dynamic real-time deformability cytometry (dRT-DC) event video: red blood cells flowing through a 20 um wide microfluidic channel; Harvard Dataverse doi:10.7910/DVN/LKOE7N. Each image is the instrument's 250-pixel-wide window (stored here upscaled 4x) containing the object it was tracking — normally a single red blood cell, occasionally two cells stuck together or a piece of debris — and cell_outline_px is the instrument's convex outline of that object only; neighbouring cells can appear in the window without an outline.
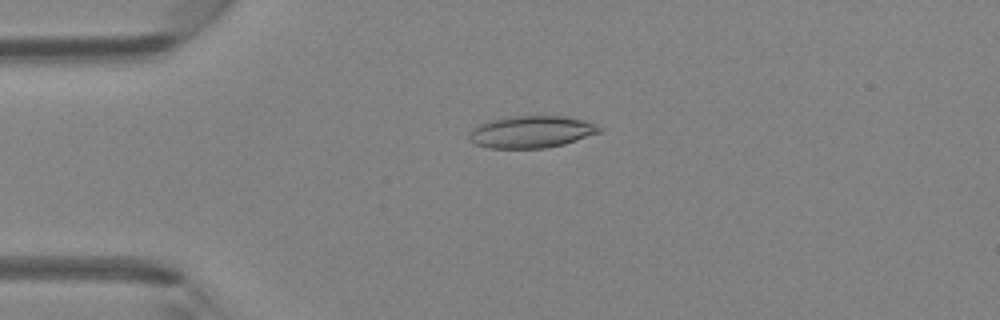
{"species": "Egyptian fruit bat (a non-hibernating species)", "species_latin": "Rousettus aegyptiacus", "temperature_condition": "room temperature", "stored_images_in_passage": 4, "camera_frame_rate_fps": 3000, "um_per_image_px": 0.085, "animal": {"sex": "female"}, "frame": {"image": 1, "passage_image": 3, "time_ms": 3.333, "image_size_px": [1000, 320], "cell_outline_px": [[604, 128], [600, 132], [564, 144], [544, 148], [488, 148], [476, 144], [468, 140], [468, 136], [472, 128], [488, 120], [508, 116], [564, 116], [584, 120], [596, 124]], "centroid_in_image_um": [45.14, 11.2], "position_along_channel_um": 39.9, "area_um2": 24.45}}